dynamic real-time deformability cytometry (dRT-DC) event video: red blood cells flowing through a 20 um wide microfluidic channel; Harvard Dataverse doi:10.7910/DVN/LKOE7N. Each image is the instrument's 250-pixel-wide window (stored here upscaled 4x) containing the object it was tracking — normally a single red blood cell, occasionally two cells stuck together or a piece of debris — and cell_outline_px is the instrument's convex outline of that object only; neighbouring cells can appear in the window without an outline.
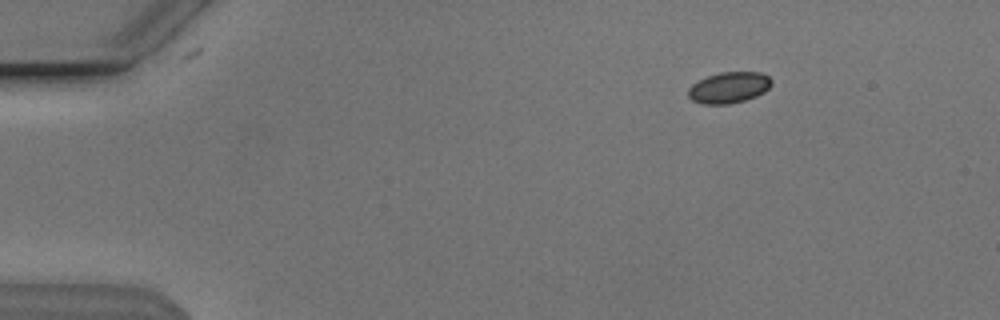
{"species": "Egyptian fruit bat (a non-hibernating species)", "species_latin": "Rousettus aegyptiacus", "temperature_condition": "cold", "stored_images_in_passage": 4, "camera_frame_rate_fps": 3000, "um_per_image_px": 0.085, "animal": {"sex": "male"}, "frame": {"image": 1, "passage_image": 2, "time_ms": 0.333, "image_size_px": [1000, 320], "cell_outline_px": [[772, 84], [764, 92], [756, 96], [744, 100], [728, 104], [700, 104], [692, 100], [688, 96], [688, 88], [692, 84], [708, 76], [720, 72], [760, 72], [768, 76], [772, 80]], "centroid_in_image_um": [61.95, 7.44], "position_along_channel_um": 23.0, "area_um2": 15.09}}